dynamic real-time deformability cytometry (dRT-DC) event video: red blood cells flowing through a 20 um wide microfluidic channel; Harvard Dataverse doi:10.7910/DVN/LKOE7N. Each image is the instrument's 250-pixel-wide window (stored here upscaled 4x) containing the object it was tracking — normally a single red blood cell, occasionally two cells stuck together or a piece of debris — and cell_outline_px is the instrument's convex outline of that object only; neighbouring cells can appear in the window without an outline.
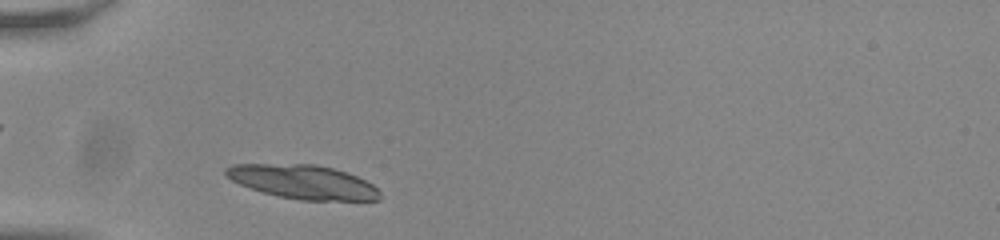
{"species": "common noctule bat (a hibernating species)", "species_latin": "Nyctalus noctula", "temperature_condition": "room temperature", "stored_images_in_passage": 35, "camera_frame_rate_fps": 3000, "um_per_image_px": 0.085, "animal": {"sex": "male", "body_mass_g": 20.0, "forearm_length_mm": 53.3}, "frame": {"image": 1, "passage_image": 2, "time_ms": 0.333, "image_size_px": [1000, 240], "cell_outline_px": [[380, 200], [300, 200], [280, 196], [264, 192], [240, 184], [224, 176], [224, 168], [232, 164], [316, 164], [348, 172], [372, 184], [380, 192]], "centroid_in_image_um": [25.74, 15.45], "position_along_channel_um": 59.3, "area_um2": 30.35}}
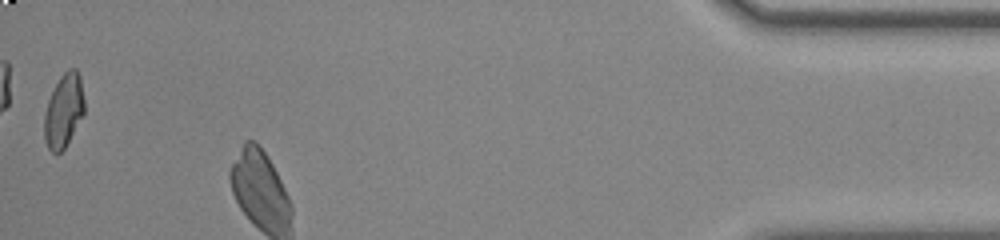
{"frame": {"image": 2, "passage_image": 35, "time_ms": 11.333, "image_size_px": [1000, 240], "cell_outline_px": [[84, 112], [64, 148], [60, 152], [52, 152], [48, 148], [44, 136], [44, 116], [48, 100], [60, 76], [68, 68], [76, 68], [80, 76], [84, 100]], "centroid_in_image_um": [5.41, 9.37], "position_along_channel_um": 429.8, "area_um2": 16.88}}